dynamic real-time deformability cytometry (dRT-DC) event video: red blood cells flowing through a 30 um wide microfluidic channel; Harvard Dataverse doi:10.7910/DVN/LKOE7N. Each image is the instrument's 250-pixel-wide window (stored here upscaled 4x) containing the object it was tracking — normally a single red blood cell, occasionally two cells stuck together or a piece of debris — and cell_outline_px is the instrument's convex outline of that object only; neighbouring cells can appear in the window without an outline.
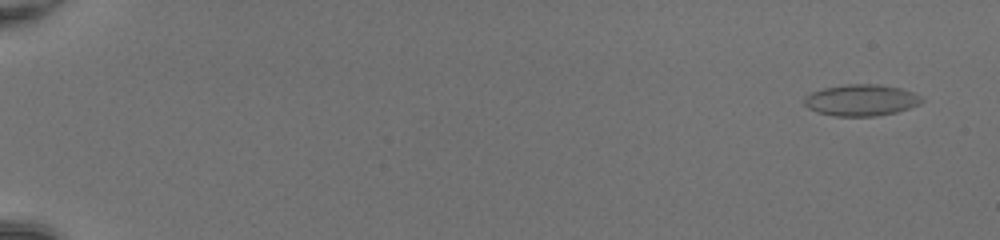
{"species": "common noctule bat (a hibernating species)", "species_latin": "Nyctalus noctula", "temperature_condition": "room temperature", "stored_images_in_passage": 51, "camera_frame_rate_fps": 3000, "um_per_image_px": 0.085, "animal": {"sex": "female", "body_mass_g": 20.0, "forearm_length_mm": 54.0}, "frame": {"image": 1, "passage_image": 3, "time_ms": 0.667, "image_size_px": [1000, 240], "cell_outline_px": [[924, 100], [920, 104], [896, 112], [872, 116], [836, 116], [816, 112], [808, 108], [804, 104], [804, 96], [812, 92], [824, 88], [844, 84], [880, 84], [900, 88], [912, 92], [920, 96]], "centroid_in_image_um": [73.18, 8.51], "position_along_channel_um": 11.8, "area_um2": 21.5}}
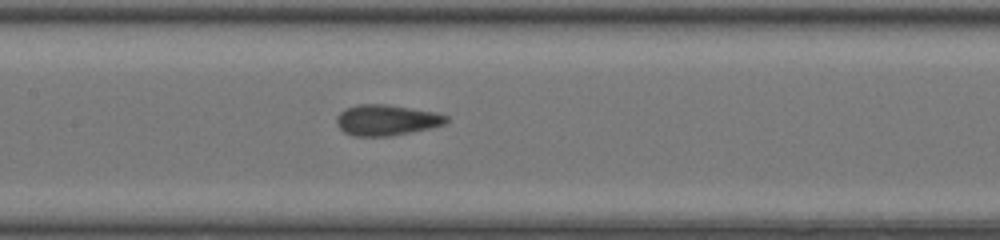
{"frame": {"image": 2, "passage_image": 28, "time_ms": 9.0, "image_size_px": [1000, 240], "cell_outline_px": [[448, 120], [444, 124], [428, 128], [388, 136], [352, 136], [344, 132], [336, 124], [336, 116], [340, 112], [356, 104], [388, 104], [436, 112], [448, 116]], "centroid_in_image_um": [32.82, 10.19], "position_along_channel_um": 174.6, "area_um2": 19.59}}
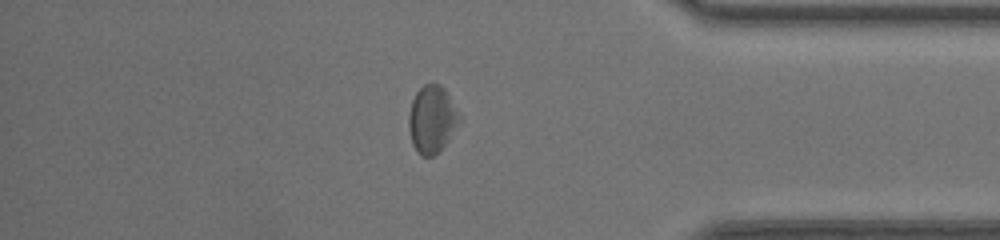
{"frame": {"image": 3, "passage_image": 45, "time_ms": 14.667, "image_size_px": [1000, 240], "cell_outline_px": [[464, 120], [440, 152], [432, 156], [420, 156], [416, 152], [412, 144], [408, 128], [408, 116], [412, 100], [416, 92], [424, 84], [440, 84], [444, 88], [460, 112]], "centroid_in_image_um": [36.76, 10.17], "position_along_channel_um": 398.4, "area_um2": 20.58}, "authors_computed_cell_mechanics": {"area_um2": 19.652, "velocity_mm_per_s": 4.2535, "shape_relaxation_time_tau1_ms": 5.4495, "shape_relaxation_time_tau2_ms": 1.2853, "deformation_change_tau1": 0.1072, "deformation_change_tau2": 0.0774}}